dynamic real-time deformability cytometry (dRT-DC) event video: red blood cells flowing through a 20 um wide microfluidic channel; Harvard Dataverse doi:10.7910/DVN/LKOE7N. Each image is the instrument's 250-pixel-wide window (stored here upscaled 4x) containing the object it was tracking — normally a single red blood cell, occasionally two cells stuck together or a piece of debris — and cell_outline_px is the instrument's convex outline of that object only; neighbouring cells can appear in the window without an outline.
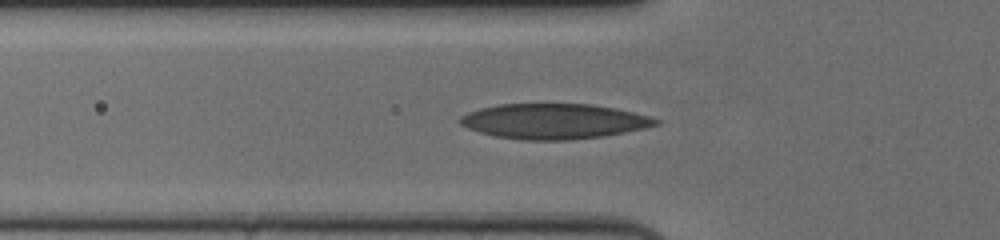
{"species": "human", "species_latin": "Homo sapiens", "temperature_condition": "cold", "stored_images_in_passage": 46, "camera_frame_rate_fps": 3000, "um_per_image_px": 0.085, "donor": {"sex": "female"}, "frame": {"image": 1, "passage_image": 17, "time_ms": 5.333, "image_size_px": [1000, 240], "cell_outline_px": [[660, 124], [644, 128], [604, 136], [572, 140], [524, 140], [496, 136], [480, 132], [468, 128], [460, 124], [456, 120], [460, 116], [468, 112], [480, 108], [500, 104], [592, 104], [616, 108], [652, 116], [660, 120]], "centroid_in_image_um": [47.1, 10.3], "position_along_channel_um": 78.7, "area_um2": 40.34}}
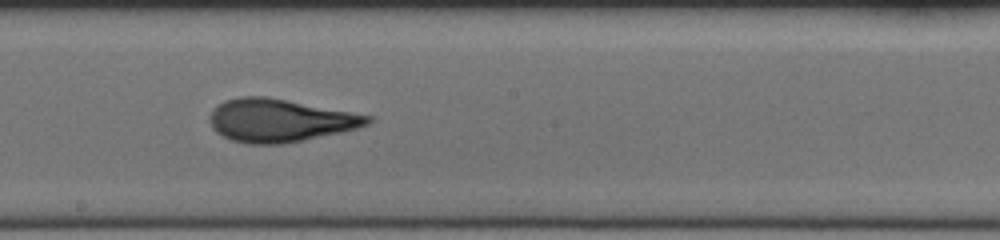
{"frame": {"image": 2, "passage_image": 29, "time_ms": 9.333, "image_size_px": [1000, 240], "cell_outline_px": [[372, 120], [368, 124], [356, 128], [340, 132], [304, 140], [284, 144], [248, 144], [232, 140], [216, 132], [212, 128], [208, 116], [212, 108], [216, 104], [224, 100], [240, 96], [268, 96], [372, 116]], "centroid_in_image_um": [23.72, 10.22], "position_along_channel_um": 224.5, "area_um2": 39.65}}
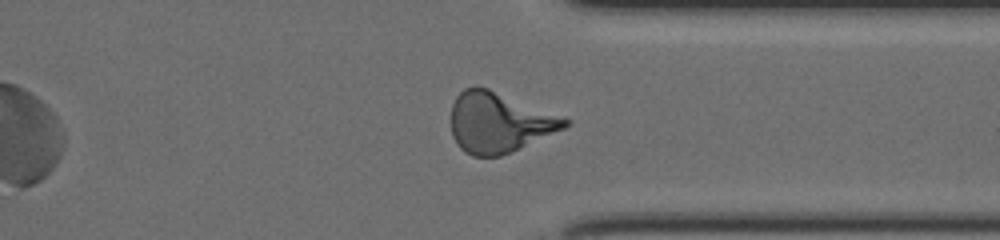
{"frame": {"image": 3, "passage_image": 41, "time_ms": 13.333, "image_size_px": [1000, 240], "cell_outline_px": [[572, 124], [564, 128], [500, 156], [472, 156], [464, 152], [456, 144], [452, 136], [452, 104], [456, 96], [464, 88], [476, 84], [488, 88], [564, 116], [572, 120]], "centroid_in_image_um": [42.41, 10.38], "position_along_channel_um": 369.0, "area_um2": 40.06}, "authors_computed_cell_mechanics": {"area_um2": 38.3792, "velocity_mm_per_s": 3.6388, "shape_relaxation_time_tau1_ms": 6.6589, "shape_relaxation_time_tau2_ms": 1.6021, "deformation_change_tau1": 0.2176, "deformation_change_tau2": 0.0947}}